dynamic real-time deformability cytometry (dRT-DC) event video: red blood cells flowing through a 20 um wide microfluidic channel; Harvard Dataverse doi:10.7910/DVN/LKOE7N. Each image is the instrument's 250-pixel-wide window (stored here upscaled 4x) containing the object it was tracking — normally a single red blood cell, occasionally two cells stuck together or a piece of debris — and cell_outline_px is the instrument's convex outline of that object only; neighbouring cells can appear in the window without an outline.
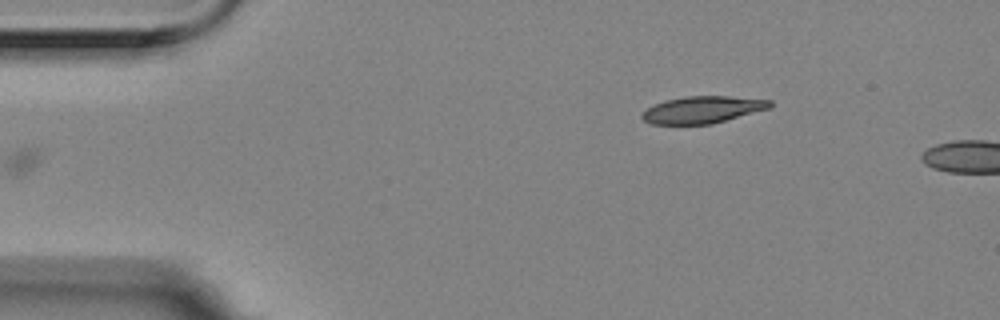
{"species": "Egyptian fruit bat (a non-hibernating species)", "species_latin": "Rousettus aegyptiacus", "temperature_condition": "room temperature", "stored_images_in_passage": 2, "camera_frame_rate_fps": 3000, "um_per_image_px": 0.085, "animal": {"sex": "female"}, "frame": {"image": 1, "passage_image": 2, "time_ms": 0.333, "image_size_px": [1000, 320], "cell_outline_px": [[772, 104], [768, 108], [712, 124], [652, 124], [644, 120], [640, 116], [640, 112], [652, 104], [664, 100], [684, 96], [728, 96], [772, 100]], "centroid_in_image_um": [59.63, 9.31], "position_along_channel_um": 25.4, "area_um2": 20.17}}